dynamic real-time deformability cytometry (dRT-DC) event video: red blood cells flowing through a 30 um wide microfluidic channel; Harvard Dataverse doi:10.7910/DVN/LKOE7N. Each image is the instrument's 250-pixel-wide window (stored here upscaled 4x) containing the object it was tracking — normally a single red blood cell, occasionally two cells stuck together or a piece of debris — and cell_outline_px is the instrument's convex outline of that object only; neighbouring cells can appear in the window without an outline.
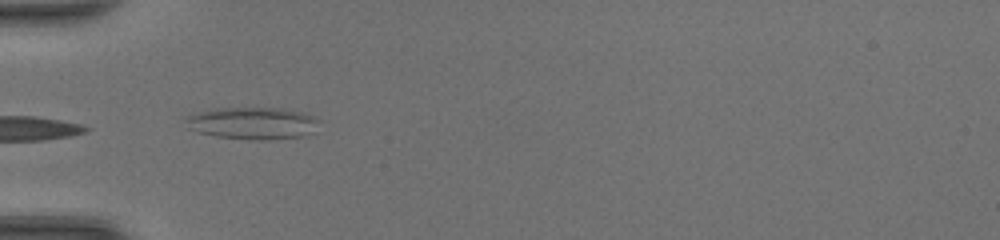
{"species": "common noctule bat (a hibernating species)", "species_latin": "Nyctalus noctula", "temperature_condition": "room temperature", "stored_images_in_passage": 33, "segment_of_instrument_passage": [1, 2], "camera_frame_rate_fps": 3000, "um_per_image_px": 0.085, "animal": {"sex": "female", "body_mass_g": 20.0, "forearm_length_mm": 54.0}, "frame": {"image": 1, "passage_image": 1, "time_ms": 0.0, "image_size_px": [1000, 240], "cell_outline_px": [[320, 120], [316, 132], [304, 136], [268, 140], [248, 140], [216, 136], [196, 132], [188, 128], [184, 120], [184, 116], [192, 112], [212, 108], [284, 108], [304, 112], [316, 116]], "centroid_in_image_um": [21.47, 10.46], "position_along_channel_um": 63.5, "area_um2": 25.89}}
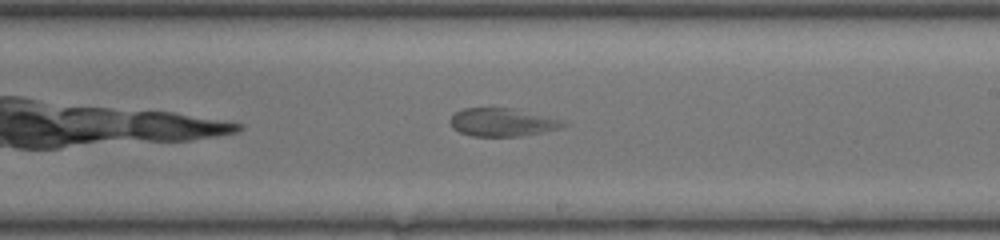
{"frame": {"image": 2, "passage_image": 14, "time_ms": 4.333, "image_size_px": [1000, 240], "cell_outline_px": [[568, 124], [560, 128], [544, 132], [520, 136], [472, 136], [460, 132], [452, 128], [448, 120], [456, 112], [464, 108], [512, 108], [560, 120]], "centroid_in_image_um": [42.64, 10.4], "position_along_channel_um": 246.4, "area_um2": 18.32}}
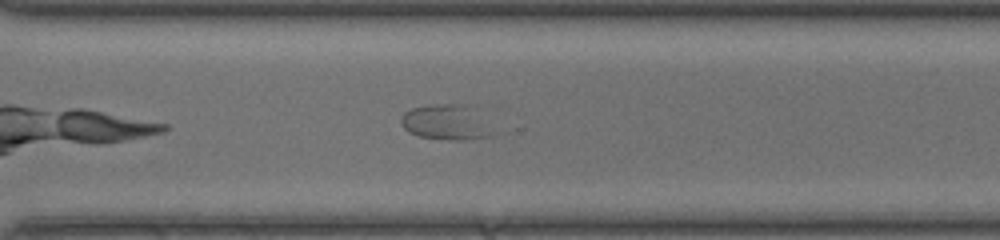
{"frame": {"image": 3, "passage_image": 20, "time_ms": 6.333, "image_size_px": [1000, 240], "cell_outline_px": [[492, 136], [464, 140], [448, 140], [420, 136], [408, 132], [400, 124], [400, 116], [404, 112], [412, 108], [432, 104], [468, 104]], "centroid_in_image_um": [37.76, 10.39], "position_along_channel_um": 332.8, "area_um2": 18.21}}